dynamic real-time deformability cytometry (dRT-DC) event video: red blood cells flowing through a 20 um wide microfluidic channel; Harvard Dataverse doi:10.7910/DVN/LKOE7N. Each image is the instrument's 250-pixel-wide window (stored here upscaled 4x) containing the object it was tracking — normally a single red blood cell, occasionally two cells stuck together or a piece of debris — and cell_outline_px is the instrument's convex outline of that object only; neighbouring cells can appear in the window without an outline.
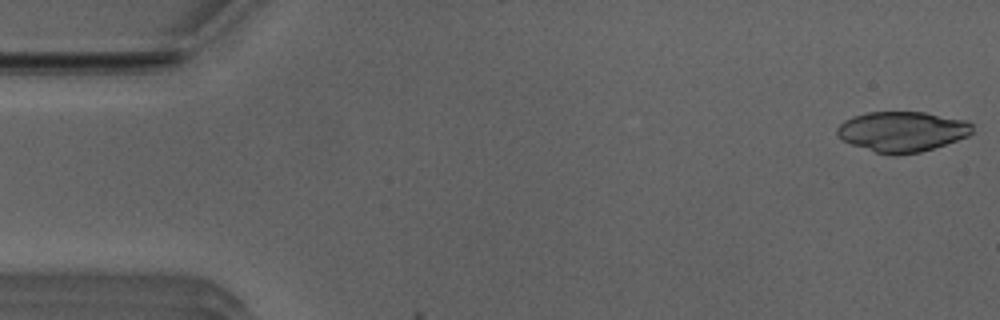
{"species": "Egyptian fruit bat (a non-hibernating species)", "species_latin": "Rousettus aegyptiacus", "temperature_condition": "room temperature", "stored_images_in_passage": 4, "camera_frame_rate_fps": 3000, "um_per_image_px": 0.085, "animal": {"sex": "male"}, "frame": {"image": 1, "passage_image": 1, "time_ms": 0.0, "image_size_px": [1000, 320], "cell_outline_px": [[972, 132], [968, 136], [920, 152], [896, 156], [892, 156], [876, 152], [840, 140], [836, 136], [836, 128], [844, 120], [852, 116], [868, 112], [924, 112], [968, 120], [972, 124]], "centroid_in_image_um": [76.65, 11.18], "position_along_channel_um": 8.4, "area_um2": 31.91}}